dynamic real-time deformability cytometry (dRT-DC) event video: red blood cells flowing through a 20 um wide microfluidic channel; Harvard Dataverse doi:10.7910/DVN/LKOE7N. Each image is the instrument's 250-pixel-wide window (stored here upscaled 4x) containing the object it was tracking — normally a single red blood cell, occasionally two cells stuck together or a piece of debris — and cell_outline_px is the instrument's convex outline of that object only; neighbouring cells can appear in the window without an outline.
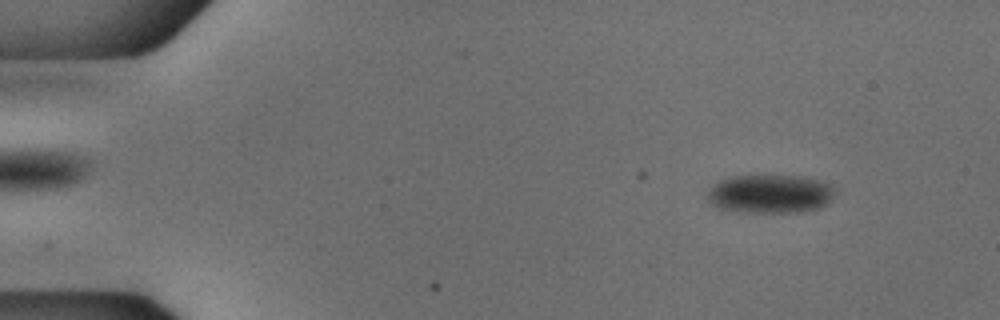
{"species": "common noctule bat (a hibernating species)", "species_latin": "Nyctalus noctula", "temperature_condition": "cold", "stored_images_in_passage": 54, "camera_frame_rate_fps": 3000, "um_per_image_px": 0.085, "animal": {"sex": "male", "body_mass_g": 18.8}, "frame": {"image": 1, "passage_image": 6, "time_ms": 1.667, "image_size_px": [1000, 320], "cell_outline_px": [[836, 192], [832, 200], [816, 208], [796, 212], [744, 212], [720, 208], [712, 204], [708, 200], [708, 192], [720, 180], [736, 176], [800, 176], [816, 180], [828, 184]], "centroid_in_image_um": [65.47, 16.48], "position_along_channel_um": 19.5, "area_um2": 28.09}}
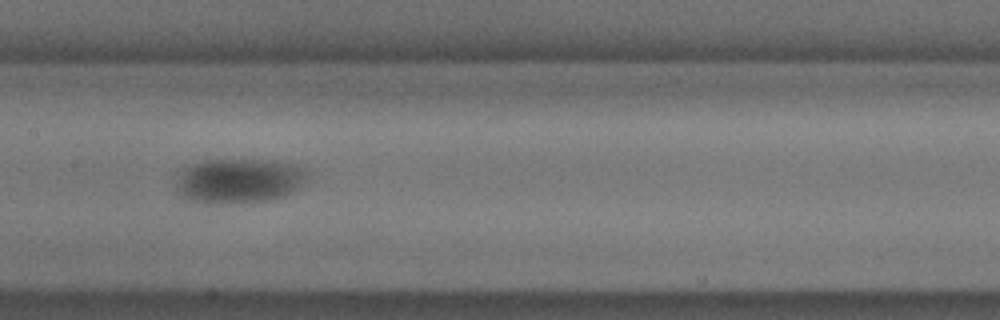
{"frame": {"image": 2, "passage_image": 27, "time_ms": 8.667, "image_size_px": [1000, 320], "cell_outline_px": [[308, 180], [284, 196], [264, 200], [220, 204], [192, 200], [180, 196], [176, 192], [176, 180], [184, 168], [192, 164], [204, 160], [240, 156], [280, 160], [304, 168]], "centroid_in_image_um": [20.3, 15.29], "position_along_channel_um": 187.1, "area_um2": 35.14}}
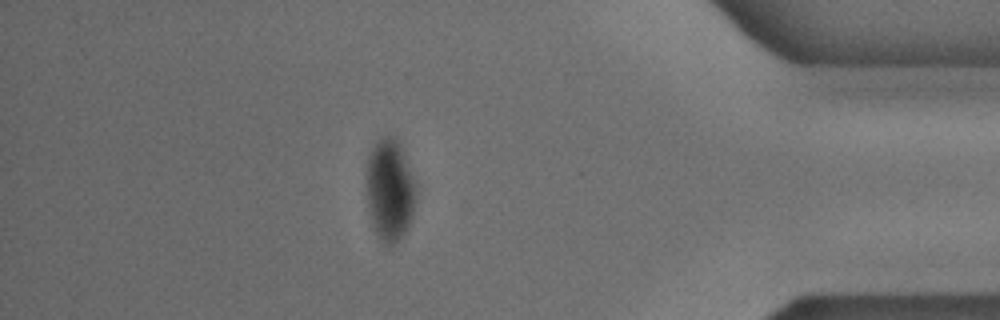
{"frame": {"image": 3, "passage_image": 47, "time_ms": 15.333, "image_size_px": [1000, 320], "cell_outline_px": [[416, 200], [412, 216], [404, 232], [392, 248], [384, 244], [372, 228], [368, 212], [364, 180], [364, 176], [368, 156], [372, 148], [384, 136], [392, 136], [400, 140], [416, 188]], "centroid_in_image_um": [33.09, 16.16], "position_along_channel_um": 402.1, "area_um2": 30.17}}